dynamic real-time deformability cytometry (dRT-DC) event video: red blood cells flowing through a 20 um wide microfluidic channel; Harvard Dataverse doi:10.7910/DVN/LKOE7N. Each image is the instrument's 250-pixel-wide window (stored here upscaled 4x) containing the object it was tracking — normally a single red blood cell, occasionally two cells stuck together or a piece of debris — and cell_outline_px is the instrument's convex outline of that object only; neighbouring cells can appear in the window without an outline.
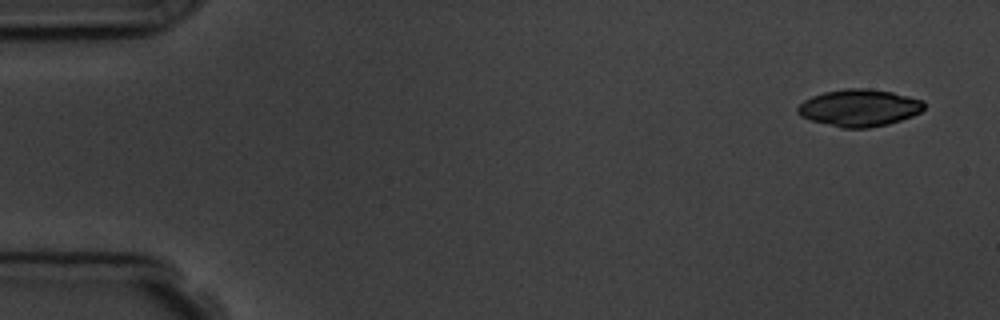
{"species": "common noctule bat (a hibernating species)", "species_latin": "Nyctalus noctula", "temperature_condition": "room temperature", "stored_images_in_passage": 8, "camera_frame_rate_fps": 3000, "um_per_image_px": 0.085, "animal": {"sex": "male", "body_mass_g": 19.5, "forearm_length_mm": 54.6}, "frame": {"image": 1, "passage_image": 1, "time_ms": 0.0, "image_size_px": [1000, 320], "cell_outline_px": [[924, 108], [920, 112], [912, 116], [888, 124], [868, 128], [840, 128], [812, 120], [800, 116], [796, 112], [796, 108], [804, 100], [812, 96], [824, 92], [844, 88], [868, 88], [892, 92], [924, 100]], "centroid_in_image_um": [73.03, 9.16], "position_along_channel_um": 12.0, "area_um2": 27.4}}